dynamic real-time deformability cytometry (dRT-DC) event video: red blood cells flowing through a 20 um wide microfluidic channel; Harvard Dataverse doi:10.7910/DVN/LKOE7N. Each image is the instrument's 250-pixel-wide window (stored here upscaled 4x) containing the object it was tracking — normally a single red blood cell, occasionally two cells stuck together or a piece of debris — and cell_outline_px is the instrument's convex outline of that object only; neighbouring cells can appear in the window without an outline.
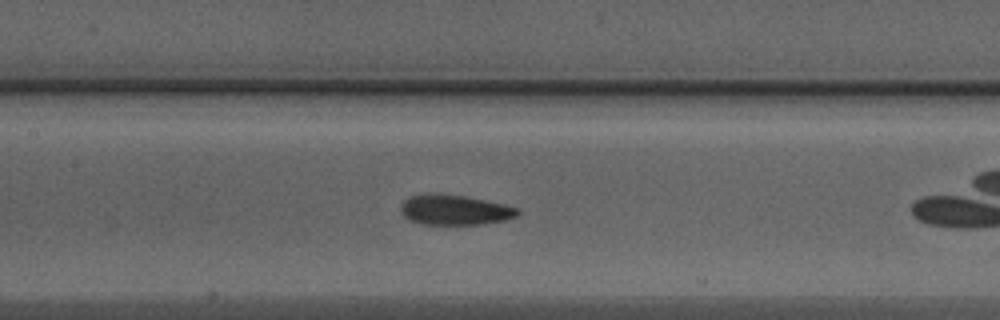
{"species": "Egyptian fruit bat (a non-hibernating species)", "species_latin": "Rousettus aegyptiacus", "temperature_condition": "warm", "stored_images_in_passage": 36, "camera_frame_rate_fps": 3000, "um_per_image_px": 0.085, "animal": {"sex": "male"}, "frame": {"image": 1, "passage_image": 11, "time_ms": 3.333, "image_size_px": [1000, 320], "cell_outline_px": [[520, 212], [516, 216], [504, 220], [484, 224], [420, 224], [408, 220], [400, 212], [400, 204], [408, 196], [428, 192], [440, 192], [464, 196], [504, 204], [516, 208]], "centroid_in_image_um": [38.56, 17.82], "position_along_channel_um": 168.8, "area_um2": 20.87}}
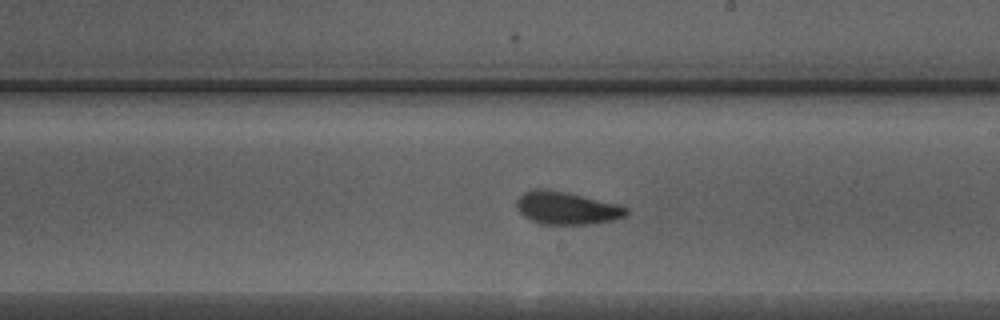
{"frame": {"image": 2, "passage_image": 16, "time_ms": 5.0, "image_size_px": [1000, 320], "cell_outline_px": [[628, 212], [624, 216], [612, 220], [588, 224], [540, 224], [524, 216], [520, 212], [516, 204], [516, 200], [524, 192], [536, 188], [544, 188], [568, 192], [620, 204], [628, 208]], "centroid_in_image_um": [48.17, 17.67], "position_along_channel_um": 240.8, "area_um2": 20.98}, "authors_computed_cell_mechanics": {"area_um2": 20.2589, "velocity_mm_per_s": 4.3395, "shape_relaxation_time_tau1_ms": 2.0806, "shape_relaxation_time_tau2_ms": 0.982, "deformation_change_tau1": 0.0976, "deformation_change_tau2": 0.0625}}